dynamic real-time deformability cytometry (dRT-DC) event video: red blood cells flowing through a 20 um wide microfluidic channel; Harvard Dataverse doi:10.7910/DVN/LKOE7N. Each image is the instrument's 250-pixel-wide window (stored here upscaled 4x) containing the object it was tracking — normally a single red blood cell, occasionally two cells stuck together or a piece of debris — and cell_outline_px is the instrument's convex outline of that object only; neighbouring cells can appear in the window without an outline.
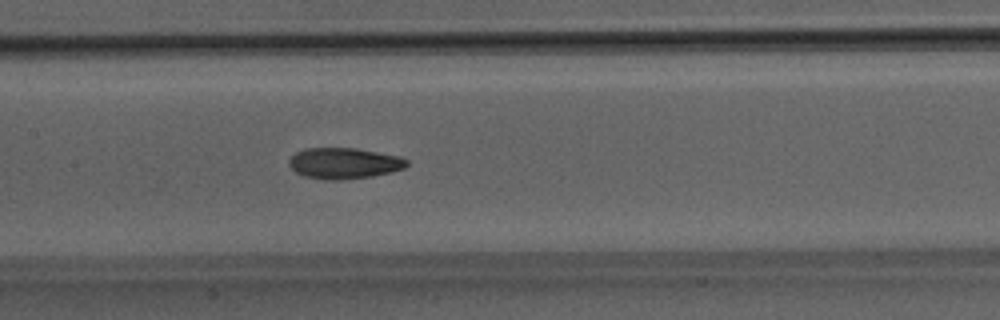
{"species": "Egyptian fruit bat (a non-hibernating species)", "species_latin": "Rousettus aegyptiacus", "temperature_condition": "room temperature", "stored_images_in_passage": 51, "camera_frame_rate_fps": 3000, "um_per_image_px": 0.085, "animal": {"sex": "male"}, "frame": {"image": 1, "passage_image": 25, "time_ms": 8.0, "image_size_px": [1000, 320], "cell_outline_px": [[408, 164], [404, 168], [392, 172], [372, 176], [340, 180], [324, 180], [304, 176], [296, 172], [288, 164], [288, 160], [296, 152], [304, 148], [356, 148], [400, 156], [408, 160]], "centroid_in_image_um": [29.24, 13.88], "position_along_channel_um": 178.2, "area_um2": 21.39}}
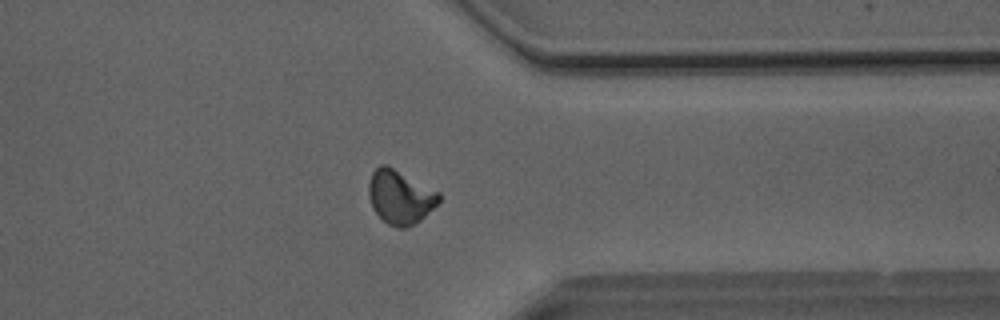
{"frame": {"image": 2, "passage_image": 40, "time_ms": 13.0, "image_size_px": [1000, 320], "cell_outline_px": [[440, 200], [420, 220], [404, 228], [396, 228], [388, 224], [372, 208], [368, 196], [368, 184], [372, 172], [380, 164], [388, 164], [440, 192]], "centroid_in_image_um": [33.99, 16.71], "position_along_channel_um": 377.4, "area_um2": 22.08}}
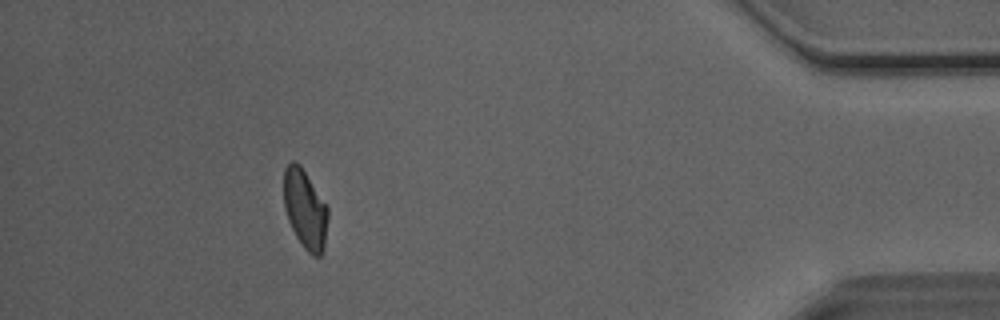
{"frame": {"image": 3, "passage_image": 46, "time_ms": 15.0, "image_size_px": [1000, 320], "cell_outline_px": [[328, 220], [324, 248], [320, 256], [312, 256], [304, 248], [296, 236], [288, 220], [284, 208], [284, 168], [292, 160], [300, 164], [328, 208]], "centroid_in_image_um": [25.93, 17.79], "position_along_channel_um": 409.3, "area_um2": 20.29}, "authors_computed_cell_mechanics": {"area_um2": 21.2704, "velocity_mm_per_s": 4.0777, "shape_relaxation_time_tau1_ms": 6.0241, "shape_relaxation_time_tau2_ms": 3.2637, "deformation_change_tau1": 0.1648, "deformation_change_tau2": 0.0875}}